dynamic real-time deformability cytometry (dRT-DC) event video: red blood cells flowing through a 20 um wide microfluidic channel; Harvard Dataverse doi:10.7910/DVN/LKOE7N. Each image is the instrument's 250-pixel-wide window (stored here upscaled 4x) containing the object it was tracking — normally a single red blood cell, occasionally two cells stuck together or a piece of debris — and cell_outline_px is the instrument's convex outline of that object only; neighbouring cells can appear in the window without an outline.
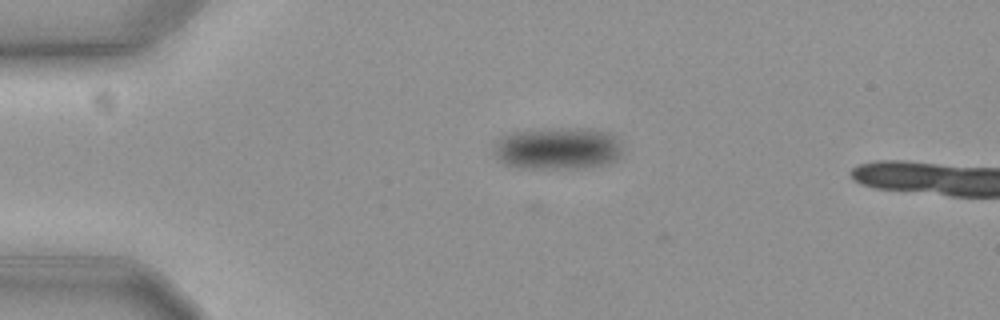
{"species": "common noctule bat (a hibernating species)", "species_latin": "Nyctalus noctula", "temperature_condition": "cold", "stored_images_in_passage": 5, "camera_frame_rate_fps": 3000, "um_per_image_px": 0.085, "animal": {"sex": "female", "body_mass_g": 19.3, "forearm_length_mm": 54.1}, "frame": {"image": 1, "passage_image": 1, "time_ms": 0.0, "image_size_px": [1000, 320], "cell_outline_px": [[624, 152], [620, 156], [612, 160], [600, 164], [552, 168], [524, 168], [504, 164], [492, 152], [492, 144], [496, 140], [504, 136], [516, 132], [604, 132], [616, 136], [624, 148]], "centroid_in_image_um": [47.33, 12.68], "position_along_channel_um": 37.7, "area_um2": 29.42}}